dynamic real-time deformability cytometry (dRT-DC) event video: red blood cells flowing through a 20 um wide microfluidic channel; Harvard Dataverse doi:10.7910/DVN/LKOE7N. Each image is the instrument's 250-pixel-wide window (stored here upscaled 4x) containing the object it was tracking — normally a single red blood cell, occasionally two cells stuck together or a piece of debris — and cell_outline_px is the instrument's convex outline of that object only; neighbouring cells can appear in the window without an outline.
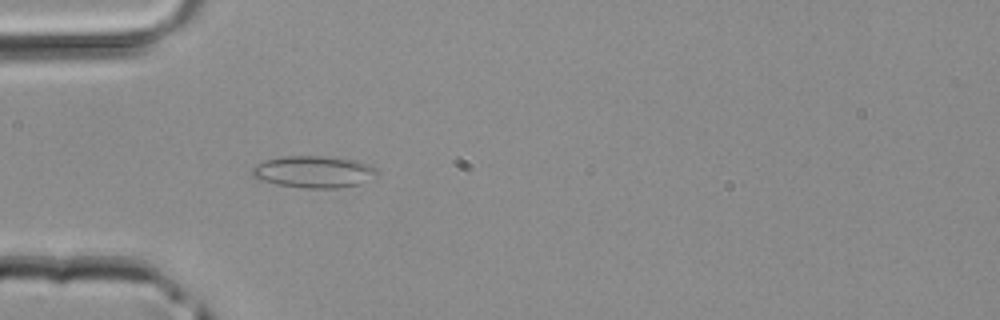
{"species": "common noctule bat (a hibernating species)", "species_latin": "Nyctalus noctula", "temperature_condition": "room temperature", "stored_images_in_passage": 41, "camera_frame_rate_fps": 3000, "um_per_image_px": 0.085, "animal": {"sex": "male", "body_mass_g": 20.4}, "frame": {"image": 1, "passage_image": 10, "time_ms": 3.0, "image_size_px": [1000, 320], "cell_outline_px": [[380, 176], [360, 184], [340, 188], [304, 188], [256, 180], [252, 176], [252, 168], [256, 164], [264, 160], [280, 156], [320, 156], [352, 160], [368, 164], [376, 168], [380, 172]], "centroid_in_image_um": [26.68, 14.61], "position_along_channel_um": 58.3, "area_um2": 23.47}}
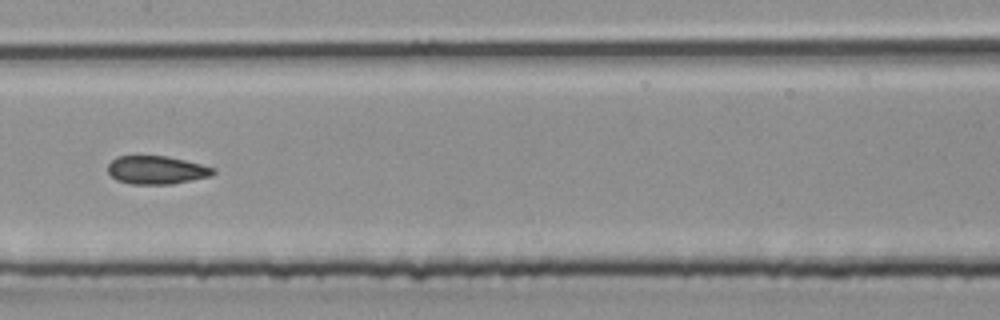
{"frame": {"image": 2, "passage_image": 19, "time_ms": 6.0, "image_size_px": [1000, 320], "cell_outline_px": [[216, 172], [212, 176], [192, 180], [168, 184], [132, 184], [116, 180], [108, 172], [108, 164], [116, 156], [164, 156], [184, 160], [200, 164], [212, 168]], "centroid_in_image_um": [13.28, 14.45], "position_along_channel_um": 194.1, "area_um2": 17.17}}
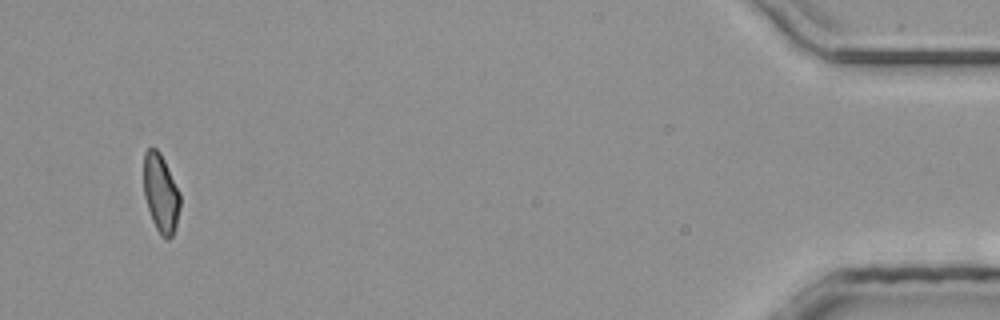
{"frame": {"image": 3, "passage_image": 39, "time_ms": 12.667, "image_size_px": [1000, 320], "cell_outline_px": [[180, 208], [176, 224], [172, 236], [168, 240], [164, 240], [160, 236], [152, 220], [144, 196], [144, 152], [148, 148], [156, 148], [160, 152], [180, 192]], "centroid_in_image_um": [13.67, 16.45], "position_along_channel_um": 421.5, "area_um2": 16.7}}